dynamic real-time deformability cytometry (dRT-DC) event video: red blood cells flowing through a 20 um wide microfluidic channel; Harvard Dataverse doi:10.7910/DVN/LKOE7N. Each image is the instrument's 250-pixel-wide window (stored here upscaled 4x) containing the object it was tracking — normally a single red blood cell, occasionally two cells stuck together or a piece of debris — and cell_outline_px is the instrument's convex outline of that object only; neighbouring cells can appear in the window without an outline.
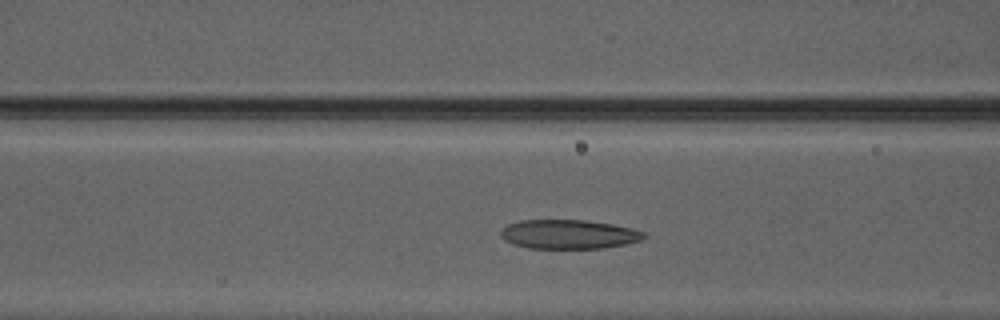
{"species": "Egyptian fruit bat (a non-hibernating species)", "species_latin": "Rousettus aegyptiacus", "temperature_condition": "warm", "stored_images_in_passage": 27, "camera_frame_rate_fps": 3000, "um_per_image_px": 0.085, "animal": {"sex": "male"}, "frame": {"image": 1, "passage_image": 6, "time_ms": 1.667, "image_size_px": [1000, 320], "cell_outline_px": [[648, 236], [640, 240], [628, 244], [604, 248], [528, 248], [512, 244], [504, 240], [500, 236], [500, 232], [508, 224], [520, 220], [584, 220], [612, 224], [632, 228], [644, 232]], "centroid_in_image_um": [48.35, 19.92], "position_along_channel_um": 118.3, "area_um2": 24.45}}
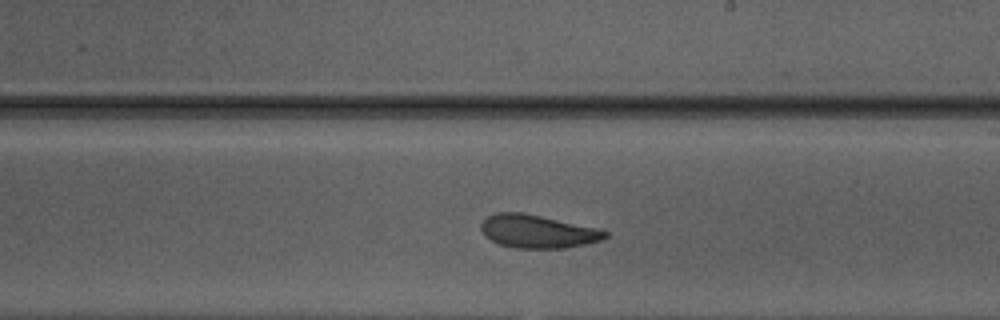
{"frame": {"image": 2, "passage_image": 15, "time_ms": 4.667, "image_size_px": [1000, 320], "cell_outline_px": [[608, 236], [600, 240], [584, 244], [560, 248], [516, 248], [500, 244], [484, 236], [480, 228], [480, 224], [488, 216], [496, 212], [520, 212], [604, 228], [608, 232]], "centroid_in_image_um": [45.72, 19.66], "position_along_channel_um": 243.3, "area_um2": 24.1}}
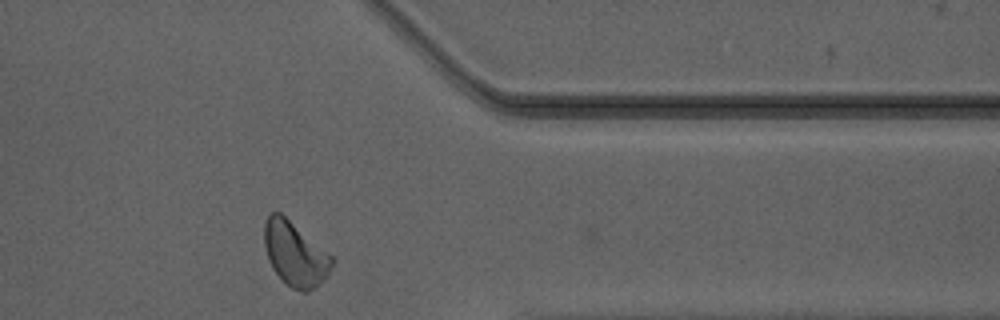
{"frame": {"image": 3, "passage_image": 26, "time_ms": 8.333, "image_size_px": [1000, 320], "cell_outline_px": [[336, 260], [328, 276], [324, 280], [312, 288], [304, 292], [300, 292], [292, 288], [272, 268], [268, 260], [264, 244], [264, 224], [268, 216], [272, 212], [280, 212], [332, 256]], "centroid_in_image_um": [25.09, 21.59], "position_along_channel_um": 386.3, "area_um2": 25.03}, "authors_computed_cell_mechanics": {"area_um2": 24.276, "velocity_mm_per_s": 4.1706, "shape_relaxation_time_tau1_ms": 4.0954, "shape_relaxation_time_tau2_ms": 2.3665, "deformation_change_tau1": 0.1239, "deformation_change_tau2": 0.0774}}